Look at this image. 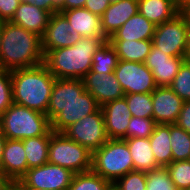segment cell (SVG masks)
Returning <instances> with one entry per match:
<instances>
[{
	"mask_svg": "<svg viewBox=\"0 0 190 190\" xmlns=\"http://www.w3.org/2000/svg\"><path fill=\"white\" fill-rule=\"evenodd\" d=\"M43 63L41 37L10 21H4L0 45V69L12 71L36 67Z\"/></svg>",
	"mask_w": 190,
	"mask_h": 190,
	"instance_id": "obj_1",
	"label": "cell"
},
{
	"mask_svg": "<svg viewBox=\"0 0 190 190\" xmlns=\"http://www.w3.org/2000/svg\"><path fill=\"white\" fill-rule=\"evenodd\" d=\"M106 37H82L75 45L44 54V65L57 79H83L91 70L94 53Z\"/></svg>",
	"mask_w": 190,
	"mask_h": 190,
	"instance_id": "obj_2",
	"label": "cell"
},
{
	"mask_svg": "<svg viewBox=\"0 0 190 190\" xmlns=\"http://www.w3.org/2000/svg\"><path fill=\"white\" fill-rule=\"evenodd\" d=\"M55 79L44 64L12 70L13 103L46 114Z\"/></svg>",
	"mask_w": 190,
	"mask_h": 190,
	"instance_id": "obj_3",
	"label": "cell"
},
{
	"mask_svg": "<svg viewBox=\"0 0 190 190\" xmlns=\"http://www.w3.org/2000/svg\"><path fill=\"white\" fill-rule=\"evenodd\" d=\"M0 127L7 139L24 140L46 135L51 121L46 114L13 103L0 116Z\"/></svg>",
	"mask_w": 190,
	"mask_h": 190,
	"instance_id": "obj_4",
	"label": "cell"
},
{
	"mask_svg": "<svg viewBox=\"0 0 190 190\" xmlns=\"http://www.w3.org/2000/svg\"><path fill=\"white\" fill-rule=\"evenodd\" d=\"M91 170L112 184L134 171L133 159L124 139H108L92 153Z\"/></svg>",
	"mask_w": 190,
	"mask_h": 190,
	"instance_id": "obj_5",
	"label": "cell"
},
{
	"mask_svg": "<svg viewBox=\"0 0 190 190\" xmlns=\"http://www.w3.org/2000/svg\"><path fill=\"white\" fill-rule=\"evenodd\" d=\"M48 162L67 168L73 173L87 172L92 167V153L63 133L51 129Z\"/></svg>",
	"mask_w": 190,
	"mask_h": 190,
	"instance_id": "obj_6",
	"label": "cell"
},
{
	"mask_svg": "<svg viewBox=\"0 0 190 190\" xmlns=\"http://www.w3.org/2000/svg\"><path fill=\"white\" fill-rule=\"evenodd\" d=\"M74 174L67 168L47 162L28 169L15 184L19 188L68 190Z\"/></svg>",
	"mask_w": 190,
	"mask_h": 190,
	"instance_id": "obj_7",
	"label": "cell"
},
{
	"mask_svg": "<svg viewBox=\"0 0 190 190\" xmlns=\"http://www.w3.org/2000/svg\"><path fill=\"white\" fill-rule=\"evenodd\" d=\"M66 137L85 146L91 153L108 141L105 119L101 107L67 127L62 132Z\"/></svg>",
	"mask_w": 190,
	"mask_h": 190,
	"instance_id": "obj_8",
	"label": "cell"
},
{
	"mask_svg": "<svg viewBox=\"0 0 190 190\" xmlns=\"http://www.w3.org/2000/svg\"><path fill=\"white\" fill-rule=\"evenodd\" d=\"M188 26L178 14L174 19L156 25L153 45L172 57H185Z\"/></svg>",
	"mask_w": 190,
	"mask_h": 190,
	"instance_id": "obj_9",
	"label": "cell"
},
{
	"mask_svg": "<svg viewBox=\"0 0 190 190\" xmlns=\"http://www.w3.org/2000/svg\"><path fill=\"white\" fill-rule=\"evenodd\" d=\"M114 74L124 94L152 93L157 87L153 73L144 63L118 60Z\"/></svg>",
	"mask_w": 190,
	"mask_h": 190,
	"instance_id": "obj_10",
	"label": "cell"
},
{
	"mask_svg": "<svg viewBox=\"0 0 190 190\" xmlns=\"http://www.w3.org/2000/svg\"><path fill=\"white\" fill-rule=\"evenodd\" d=\"M71 26L66 17L60 12L52 13L42 39V50L45 54L49 50L70 47L82 39V35L71 34Z\"/></svg>",
	"mask_w": 190,
	"mask_h": 190,
	"instance_id": "obj_11",
	"label": "cell"
},
{
	"mask_svg": "<svg viewBox=\"0 0 190 190\" xmlns=\"http://www.w3.org/2000/svg\"><path fill=\"white\" fill-rule=\"evenodd\" d=\"M82 80L85 91L89 92L100 106L125 95L114 72L97 73L90 70Z\"/></svg>",
	"mask_w": 190,
	"mask_h": 190,
	"instance_id": "obj_12",
	"label": "cell"
},
{
	"mask_svg": "<svg viewBox=\"0 0 190 190\" xmlns=\"http://www.w3.org/2000/svg\"><path fill=\"white\" fill-rule=\"evenodd\" d=\"M152 103L156 124H175L184 101L169 86H157L152 92Z\"/></svg>",
	"mask_w": 190,
	"mask_h": 190,
	"instance_id": "obj_13",
	"label": "cell"
},
{
	"mask_svg": "<svg viewBox=\"0 0 190 190\" xmlns=\"http://www.w3.org/2000/svg\"><path fill=\"white\" fill-rule=\"evenodd\" d=\"M100 107L96 99L89 92L84 91L51 120V129L62 133L67 127L96 112Z\"/></svg>",
	"mask_w": 190,
	"mask_h": 190,
	"instance_id": "obj_14",
	"label": "cell"
},
{
	"mask_svg": "<svg viewBox=\"0 0 190 190\" xmlns=\"http://www.w3.org/2000/svg\"><path fill=\"white\" fill-rule=\"evenodd\" d=\"M185 57H172L152 45L144 64L154 75L157 86H170Z\"/></svg>",
	"mask_w": 190,
	"mask_h": 190,
	"instance_id": "obj_15",
	"label": "cell"
},
{
	"mask_svg": "<svg viewBox=\"0 0 190 190\" xmlns=\"http://www.w3.org/2000/svg\"><path fill=\"white\" fill-rule=\"evenodd\" d=\"M108 139H126V130L131 118L125 97L109 101L101 106Z\"/></svg>",
	"mask_w": 190,
	"mask_h": 190,
	"instance_id": "obj_16",
	"label": "cell"
},
{
	"mask_svg": "<svg viewBox=\"0 0 190 190\" xmlns=\"http://www.w3.org/2000/svg\"><path fill=\"white\" fill-rule=\"evenodd\" d=\"M85 91L82 79H55L46 115L51 121Z\"/></svg>",
	"mask_w": 190,
	"mask_h": 190,
	"instance_id": "obj_17",
	"label": "cell"
},
{
	"mask_svg": "<svg viewBox=\"0 0 190 190\" xmlns=\"http://www.w3.org/2000/svg\"><path fill=\"white\" fill-rule=\"evenodd\" d=\"M22 140L7 139L4 147L1 171L11 182H18L28 170Z\"/></svg>",
	"mask_w": 190,
	"mask_h": 190,
	"instance_id": "obj_18",
	"label": "cell"
},
{
	"mask_svg": "<svg viewBox=\"0 0 190 190\" xmlns=\"http://www.w3.org/2000/svg\"><path fill=\"white\" fill-rule=\"evenodd\" d=\"M54 12H48L36 5L20 2L10 22L42 37Z\"/></svg>",
	"mask_w": 190,
	"mask_h": 190,
	"instance_id": "obj_19",
	"label": "cell"
},
{
	"mask_svg": "<svg viewBox=\"0 0 190 190\" xmlns=\"http://www.w3.org/2000/svg\"><path fill=\"white\" fill-rule=\"evenodd\" d=\"M138 13V0L110 4L101 16L103 35L109 39L130 17Z\"/></svg>",
	"mask_w": 190,
	"mask_h": 190,
	"instance_id": "obj_20",
	"label": "cell"
},
{
	"mask_svg": "<svg viewBox=\"0 0 190 190\" xmlns=\"http://www.w3.org/2000/svg\"><path fill=\"white\" fill-rule=\"evenodd\" d=\"M61 13L71 26V34L77 32L83 37H105L101 28V17L86 8H74Z\"/></svg>",
	"mask_w": 190,
	"mask_h": 190,
	"instance_id": "obj_21",
	"label": "cell"
},
{
	"mask_svg": "<svg viewBox=\"0 0 190 190\" xmlns=\"http://www.w3.org/2000/svg\"><path fill=\"white\" fill-rule=\"evenodd\" d=\"M156 25L139 12L130 17L108 40H152Z\"/></svg>",
	"mask_w": 190,
	"mask_h": 190,
	"instance_id": "obj_22",
	"label": "cell"
},
{
	"mask_svg": "<svg viewBox=\"0 0 190 190\" xmlns=\"http://www.w3.org/2000/svg\"><path fill=\"white\" fill-rule=\"evenodd\" d=\"M138 12L155 25L170 21L180 14L174 0H138Z\"/></svg>",
	"mask_w": 190,
	"mask_h": 190,
	"instance_id": "obj_23",
	"label": "cell"
},
{
	"mask_svg": "<svg viewBox=\"0 0 190 190\" xmlns=\"http://www.w3.org/2000/svg\"><path fill=\"white\" fill-rule=\"evenodd\" d=\"M149 140L157 165L159 167L168 166L173 161L170 124H156Z\"/></svg>",
	"mask_w": 190,
	"mask_h": 190,
	"instance_id": "obj_24",
	"label": "cell"
},
{
	"mask_svg": "<svg viewBox=\"0 0 190 190\" xmlns=\"http://www.w3.org/2000/svg\"><path fill=\"white\" fill-rule=\"evenodd\" d=\"M133 159L134 171L149 172L159 168L154 158L149 138L124 139Z\"/></svg>",
	"mask_w": 190,
	"mask_h": 190,
	"instance_id": "obj_25",
	"label": "cell"
},
{
	"mask_svg": "<svg viewBox=\"0 0 190 190\" xmlns=\"http://www.w3.org/2000/svg\"><path fill=\"white\" fill-rule=\"evenodd\" d=\"M115 48L118 60L144 63L153 45L152 40H108Z\"/></svg>",
	"mask_w": 190,
	"mask_h": 190,
	"instance_id": "obj_26",
	"label": "cell"
},
{
	"mask_svg": "<svg viewBox=\"0 0 190 190\" xmlns=\"http://www.w3.org/2000/svg\"><path fill=\"white\" fill-rule=\"evenodd\" d=\"M50 137L51 130L46 135L22 140L29 169L48 162Z\"/></svg>",
	"mask_w": 190,
	"mask_h": 190,
	"instance_id": "obj_27",
	"label": "cell"
},
{
	"mask_svg": "<svg viewBox=\"0 0 190 190\" xmlns=\"http://www.w3.org/2000/svg\"><path fill=\"white\" fill-rule=\"evenodd\" d=\"M118 63V55L112 44L106 40L94 53L92 72L113 73Z\"/></svg>",
	"mask_w": 190,
	"mask_h": 190,
	"instance_id": "obj_28",
	"label": "cell"
},
{
	"mask_svg": "<svg viewBox=\"0 0 190 190\" xmlns=\"http://www.w3.org/2000/svg\"><path fill=\"white\" fill-rule=\"evenodd\" d=\"M170 143L173 161L190 160V134L170 124Z\"/></svg>",
	"mask_w": 190,
	"mask_h": 190,
	"instance_id": "obj_29",
	"label": "cell"
},
{
	"mask_svg": "<svg viewBox=\"0 0 190 190\" xmlns=\"http://www.w3.org/2000/svg\"><path fill=\"white\" fill-rule=\"evenodd\" d=\"M111 185L109 180L90 170L75 173L68 190H108Z\"/></svg>",
	"mask_w": 190,
	"mask_h": 190,
	"instance_id": "obj_30",
	"label": "cell"
},
{
	"mask_svg": "<svg viewBox=\"0 0 190 190\" xmlns=\"http://www.w3.org/2000/svg\"><path fill=\"white\" fill-rule=\"evenodd\" d=\"M133 117L152 118V93H133L124 95Z\"/></svg>",
	"mask_w": 190,
	"mask_h": 190,
	"instance_id": "obj_31",
	"label": "cell"
},
{
	"mask_svg": "<svg viewBox=\"0 0 190 190\" xmlns=\"http://www.w3.org/2000/svg\"><path fill=\"white\" fill-rule=\"evenodd\" d=\"M165 168L176 189L190 188V160L172 161Z\"/></svg>",
	"mask_w": 190,
	"mask_h": 190,
	"instance_id": "obj_32",
	"label": "cell"
},
{
	"mask_svg": "<svg viewBox=\"0 0 190 190\" xmlns=\"http://www.w3.org/2000/svg\"><path fill=\"white\" fill-rule=\"evenodd\" d=\"M184 102L190 101V61L185 60L169 86Z\"/></svg>",
	"mask_w": 190,
	"mask_h": 190,
	"instance_id": "obj_33",
	"label": "cell"
},
{
	"mask_svg": "<svg viewBox=\"0 0 190 190\" xmlns=\"http://www.w3.org/2000/svg\"><path fill=\"white\" fill-rule=\"evenodd\" d=\"M156 123L153 118H142L131 116L126 130L128 138H149L153 133Z\"/></svg>",
	"mask_w": 190,
	"mask_h": 190,
	"instance_id": "obj_34",
	"label": "cell"
},
{
	"mask_svg": "<svg viewBox=\"0 0 190 190\" xmlns=\"http://www.w3.org/2000/svg\"><path fill=\"white\" fill-rule=\"evenodd\" d=\"M146 190H178L165 167L146 172Z\"/></svg>",
	"mask_w": 190,
	"mask_h": 190,
	"instance_id": "obj_35",
	"label": "cell"
},
{
	"mask_svg": "<svg viewBox=\"0 0 190 190\" xmlns=\"http://www.w3.org/2000/svg\"><path fill=\"white\" fill-rule=\"evenodd\" d=\"M113 185L117 190H146V172L131 171L116 180Z\"/></svg>",
	"mask_w": 190,
	"mask_h": 190,
	"instance_id": "obj_36",
	"label": "cell"
},
{
	"mask_svg": "<svg viewBox=\"0 0 190 190\" xmlns=\"http://www.w3.org/2000/svg\"><path fill=\"white\" fill-rule=\"evenodd\" d=\"M13 104L11 71L0 69V116Z\"/></svg>",
	"mask_w": 190,
	"mask_h": 190,
	"instance_id": "obj_37",
	"label": "cell"
},
{
	"mask_svg": "<svg viewBox=\"0 0 190 190\" xmlns=\"http://www.w3.org/2000/svg\"><path fill=\"white\" fill-rule=\"evenodd\" d=\"M20 2V0H0V21H10Z\"/></svg>",
	"mask_w": 190,
	"mask_h": 190,
	"instance_id": "obj_38",
	"label": "cell"
},
{
	"mask_svg": "<svg viewBox=\"0 0 190 190\" xmlns=\"http://www.w3.org/2000/svg\"><path fill=\"white\" fill-rule=\"evenodd\" d=\"M21 2L30 3L47 10L48 12H58L63 6L64 0H20Z\"/></svg>",
	"mask_w": 190,
	"mask_h": 190,
	"instance_id": "obj_39",
	"label": "cell"
},
{
	"mask_svg": "<svg viewBox=\"0 0 190 190\" xmlns=\"http://www.w3.org/2000/svg\"><path fill=\"white\" fill-rule=\"evenodd\" d=\"M175 124L190 134V101L183 103L182 110Z\"/></svg>",
	"mask_w": 190,
	"mask_h": 190,
	"instance_id": "obj_40",
	"label": "cell"
},
{
	"mask_svg": "<svg viewBox=\"0 0 190 190\" xmlns=\"http://www.w3.org/2000/svg\"><path fill=\"white\" fill-rule=\"evenodd\" d=\"M109 5L108 0H86L84 8L101 17Z\"/></svg>",
	"mask_w": 190,
	"mask_h": 190,
	"instance_id": "obj_41",
	"label": "cell"
},
{
	"mask_svg": "<svg viewBox=\"0 0 190 190\" xmlns=\"http://www.w3.org/2000/svg\"><path fill=\"white\" fill-rule=\"evenodd\" d=\"M86 0H64L63 6L58 10L62 12L64 10L74 9V8H84Z\"/></svg>",
	"mask_w": 190,
	"mask_h": 190,
	"instance_id": "obj_42",
	"label": "cell"
},
{
	"mask_svg": "<svg viewBox=\"0 0 190 190\" xmlns=\"http://www.w3.org/2000/svg\"><path fill=\"white\" fill-rule=\"evenodd\" d=\"M6 140H7V138L5 137V135L2 132V129L0 127V171H1V164H2V158H3V152H4Z\"/></svg>",
	"mask_w": 190,
	"mask_h": 190,
	"instance_id": "obj_43",
	"label": "cell"
},
{
	"mask_svg": "<svg viewBox=\"0 0 190 190\" xmlns=\"http://www.w3.org/2000/svg\"><path fill=\"white\" fill-rule=\"evenodd\" d=\"M180 14L185 18L188 29H190V5L180 11Z\"/></svg>",
	"mask_w": 190,
	"mask_h": 190,
	"instance_id": "obj_44",
	"label": "cell"
},
{
	"mask_svg": "<svg viewBox=\"0 0 190 190\" xmlns=\"http://www.w3.org/2000/svg\"><path fill=\"white\" fill-rule=\"evenodd\" d=\"M10 184L11 182L0 171V190H5Z\"/></svg>",
	"mask_w": 190,
	"mask_h": 190,
	"instance_id": "obj_45",
	"label": "cell"
},
{
	"mask_svg": "<svg viewBox=\"0 0 190 190\" xmlns=\"http://www.w3.org/2000/svg\"><path fill=\"white\" fill-rule=\"evenodd\" d=\"M176 7L181 11L186 6L190 5V0H174Z\"/></svg>",
	"mask_w": 190,
	"mask_h": 190,
	"instance_id": "obj_46",
	"label": "cell"
},
{
	"mask_svg": "<svg viewBox=\"0 0 190 190\" xmlns=\"http://www.w3.org/2000/svg\"><path fill=\"white\" fill-rule=\"evenodd\" d=\"M185 59L187 61H190V29H188V33H187Z\"/></svg>",
	"mask_w": 190,
	"mask_h": 190,
	"instance_id": "obj_47",
	"label": "cell"
},
{
	"mask_svg": "<svg viewBox=\"0 0 190 190\" xmlns=\"http://www.w3.org/2000/svg\"><path fill=\"white\" fill-rule=\"evenodd\" d=\"M5 190H21L15 183H11Z\"/></svg>",
	"mask_w": 190,
	"mask_h": 190,
	"instance_id": "obj_48",
	"label": "cell"
},
{
	"mask_svg": "<svg viewBox=\"0 0 190 190\" xmlns=\"http://www.w3.org/2000/svg\"><path fill=\"white\" fill-rule=\"evenodd\" d=\"M2 31H3V21H0V45H1V39H2Z\"/></svg>",
	"mask_w": 190,
	"mask_h": 190,
	"instance_id": "obj_49",
	"label": "cell"
},
{
	"mask_svg": "<svg viewBox=\"0 0 190 190\" xmlns=\"http://www.w3.org/2000/svg\"><path fill=\"white\" fill-rule=\"evenodd\" d=\"M21 190H48V189H32V188H20Z\"/></svg>",
	"mask_w": 190,
	"mask_h": 190,
	"instance_id": "obj_50",
	"label": "cell"
},
{
	"mask_svg": "<svg viewBox=\"0 0 190 190\" xmlns=\"http://www.w3.org/2000/svg\"><path fill=\"white\" fill-rule=\"evenodd\" d=\"M108 1H109L110 4H113V3H117V2H119L121 0H108Z\"/></svg>",
	"mask_w": 190,
	"mask_h": 190,
	"instance_id": "obj_51",
	"label": "cell"
},
{
	"mask_svg": "<svg viewBox=\"0 0 190 190\" xmlns=\"http://www.w3.org/2000/svg\"><path fill=\"white\" fill-rule=\"evenodd\" d=\"M108 190H117V189H116V187L112 184V185L108 188Z\"/></svg>",
	"mask_w": 190,
	"mask_h": 190,
	"instance_id": "obj_52",
	"label": "cell"
}]
</instances>
